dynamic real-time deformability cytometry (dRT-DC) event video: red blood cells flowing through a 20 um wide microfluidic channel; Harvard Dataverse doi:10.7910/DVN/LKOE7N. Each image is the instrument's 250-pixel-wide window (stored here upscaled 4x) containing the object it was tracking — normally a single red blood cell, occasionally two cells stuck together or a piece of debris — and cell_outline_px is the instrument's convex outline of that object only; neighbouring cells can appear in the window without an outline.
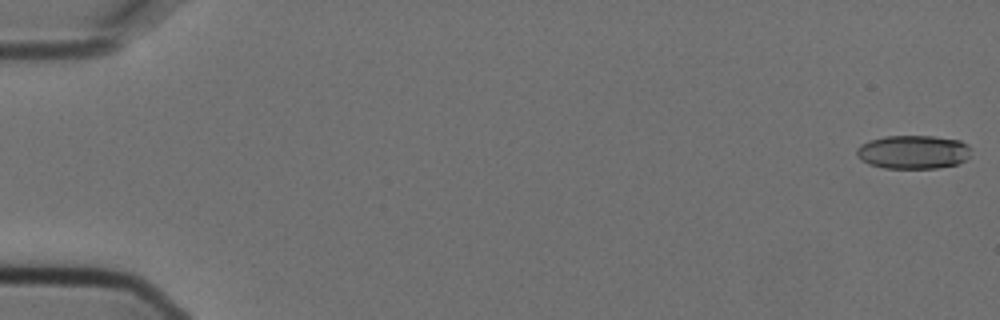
{"species": "Egyptian fruit bat (a non-hibernating species)", "species_latin": "Rousettus aegyptiacus", "temperature_condition": "cold", "stored_images_in_passage": 7, "camera_frame_rate_fps": 3000, "um_per_image_px": 0.085, "animal": {"sex": "female"}, "frame": {"image": 1, "passage_image": 1, "time_ms": 0.0, "image_size_px": [1000, 320], "cell_outline_px": [[972, 148], [968, 156], [964, 160], [956, 164], [936, 168], [884, 168], [868, 164], [860, 160], [856, 156], [856, 148], [860, 144], [868, 140], [884, 136], [932, 136], [960, 140], [968, 144]], "centroid_in_image_um": [77.58, 12.91], "position_along_channel_um": 7.4, "area_um2": 22.66}}
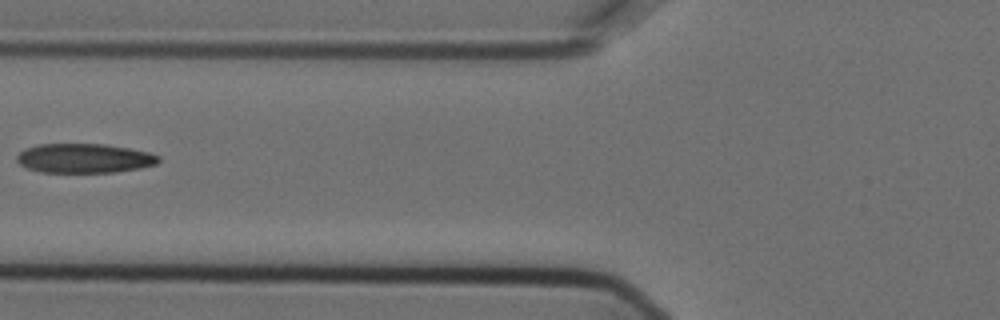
{"frame": {"image": 2, "passage_image": 6, "time_ms": 1.667, "image_size_px": [1000, 320], "cell_outline_px": [[160, 160], [156, 164], [140, 168], [116, 172], [40, 172], [28, 168], [20, 164], [16, 160], [16, 156], [24, 148], [36, 144], [104, 144], [128, 148], [148, 152], [160, 156]], "centroid_in_image_um": [7.14, 13.45], "position_along_channel_um": 118.7, "area_um2": 24.28}}
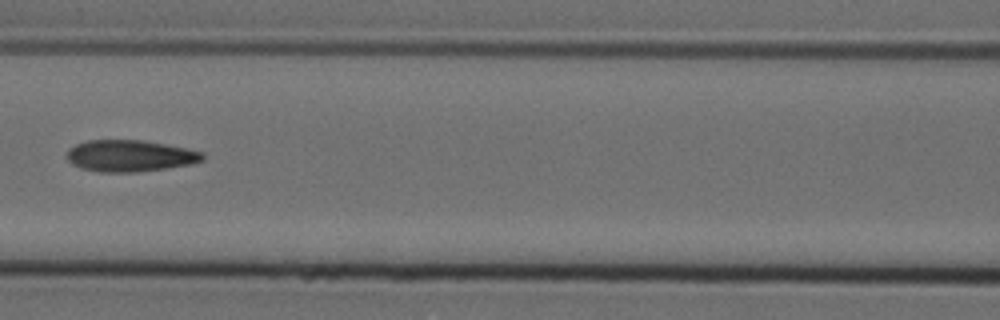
{"frame": {"image": 3, "passage_image": 7, "time_ms": 2.0, "image_size_px": [1000, 320], "cell_outline_px": [[204, 160], [192, 164], [136, 172], [100, 172], [80, 168], [72, 164], [68, 160], [68, 148], [76, 144], [88, 140], [140, 140], [164, 144], [204, 152]], "centroid_in_image_um": [11.03, 13.25], "position_along_channel_um": 155.6, "area_um2": 24.85}}